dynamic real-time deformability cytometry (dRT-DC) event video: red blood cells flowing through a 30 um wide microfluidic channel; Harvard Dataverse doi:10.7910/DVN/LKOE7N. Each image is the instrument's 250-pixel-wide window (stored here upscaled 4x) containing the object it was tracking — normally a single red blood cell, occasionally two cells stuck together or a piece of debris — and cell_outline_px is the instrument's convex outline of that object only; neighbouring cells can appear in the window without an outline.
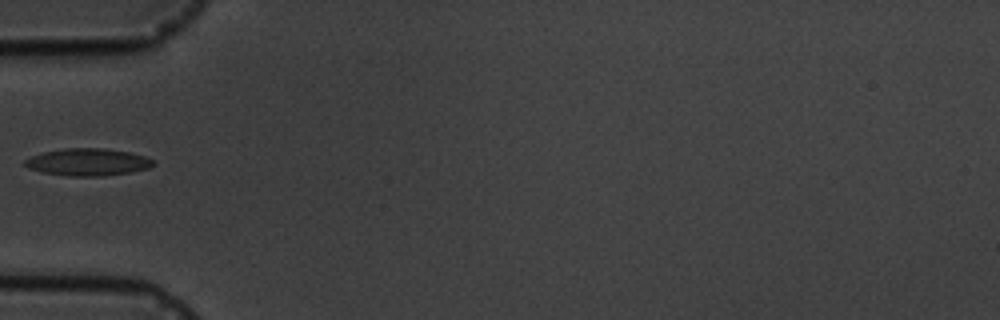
{"species": "common noctule bat (a hibernating species)", "species_latin": "Nyctalus noctula", "temperature_condition": "cold", "stored_images_in_passage": 6, "camera_frame_rate_fps": 3000, "um_per_image_px": 0.085, "animal": {"sex": "male", "body_mass_g": 19.5, "forearm_length_mm": 54.6}, "frame": {"image": 1, "passage_image": 3, "time_ms": 3.333, "image_size_px": [1000, 320], "cell_outline_px": [[156, 164], [148, 168], [132, 172], [100, 176], [68, 176], [44, 172], [28, 168], [24, 164], [24, 160], [32, 156], [44, 152], [64, 148], [104, 148], [128, 152], [144, 156], [156, 160]], "centroid_in_image_um": [7.5, 13.77], "position_along_channel_um": 77.5, "area_um2": 20.35}}
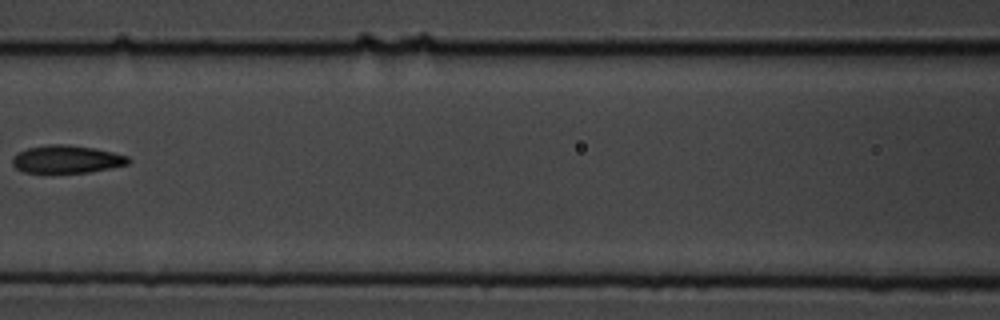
{"frame": {"image": 2, "passage_image": 5, "time_ms": 5.667, "image_size_px": [1000, 320], "cell_outline_px": [[132, 160], [128, 164], [112, 168], [88, 172], [24, 172], [16, 168], [12, 164], [12, 160], [16, 152], [28, 148], [48, 144], [68, 144], [96, 148], [128, 156]], "centroid_in_image_um": [5.68, 13.52], "position_along_channel_um": 160.9, "area_um2": 18.84}}
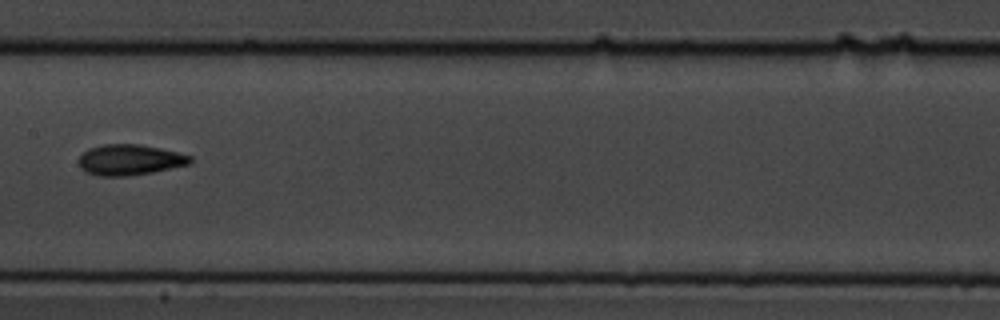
{"frame": {"image": 3, "passage_image": 6, "time_ms": 6.667, "image_size_px": [1000, 320], "cell_outline_px": [[192, 160], [188, 164], [152, 172], [128, 176], [96, 176], [84, 172], [80, 168], [80, 156], [88, 148], [104, 144], [140, 144], [160, 148], [192, 156]], "centroid_in_image_um": [10.99, 13.59], "position_along_channel_um": 196.4, "area_um2": 19.88}}